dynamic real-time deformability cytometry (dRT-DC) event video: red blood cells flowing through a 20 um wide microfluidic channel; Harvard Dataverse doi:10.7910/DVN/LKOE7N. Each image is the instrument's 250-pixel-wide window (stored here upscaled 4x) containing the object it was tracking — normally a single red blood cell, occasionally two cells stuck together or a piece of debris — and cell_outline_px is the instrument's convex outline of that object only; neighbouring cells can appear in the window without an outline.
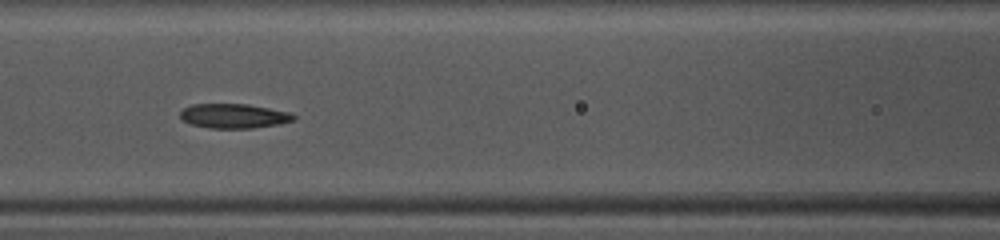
{"species": "common noctule bat (a hibernating species)", "species_latin": "Nyctalus noctula", "temperature_condition": "warm", "stored_images_in_passage": 31, "camera_frame_rate_fps": 3000, "um_per_image_px": 0.085, "animal": {"sex": "female", "body_mass_g": 10.0, "forearm_length_mm": 53.1}, "frame": {"image": 1, "passage_image": 9, "time_ms": 2.667, "image_size_px": [1000, 240], "cell_outline_px": [[296, 120], [280, 124], [252, 128], [208, 128], [192, 124], [184, 120], [180, 116], [180, 112], [184, 108], [192, 104], [248, 104], [288, 112], [296, 116]], "centroid_in_image_um": [19.9, 9.86], "position_along_channel_um": 146.7, "area_um2": 16.13}}
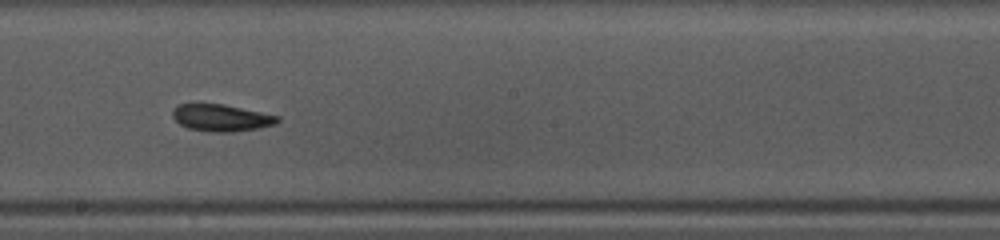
{"frame": {"image": 2, "passage_image": 15, "time_ms": 4.667, "image_size_px": [1000, 240], "cell_outline_px": [[280, 120], [276, 124], [256, 128], [232, 132], [208, 132], [188, 128], [180, 124], [172, 116], [172, 108], [180, 104], [224, 104], [280, 116]], "centroid_in_image_um": [18.8, 10.01], "position_along_channel_um": 229.4, "area_um2": 16.47}}
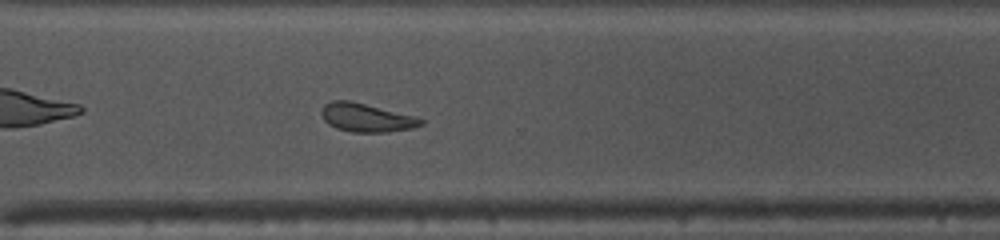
{"frame": {"image": 3, "passage_image": 23, "time_ms": 7.333, "image_size_px": [1000, 240], "cell_outline_px": [[424, 124], [412, 128], [388, 132], [352, 132], [336, 128], [328, 124], [324, 120], [320, 112], [324, 104], [332, 100], [352, 100], [412, 116], [424, 120]], "centroid_in_image_um": [31.09, 9.99], "position_along_channel_um": 339.5, "area_um2": 16.47}}